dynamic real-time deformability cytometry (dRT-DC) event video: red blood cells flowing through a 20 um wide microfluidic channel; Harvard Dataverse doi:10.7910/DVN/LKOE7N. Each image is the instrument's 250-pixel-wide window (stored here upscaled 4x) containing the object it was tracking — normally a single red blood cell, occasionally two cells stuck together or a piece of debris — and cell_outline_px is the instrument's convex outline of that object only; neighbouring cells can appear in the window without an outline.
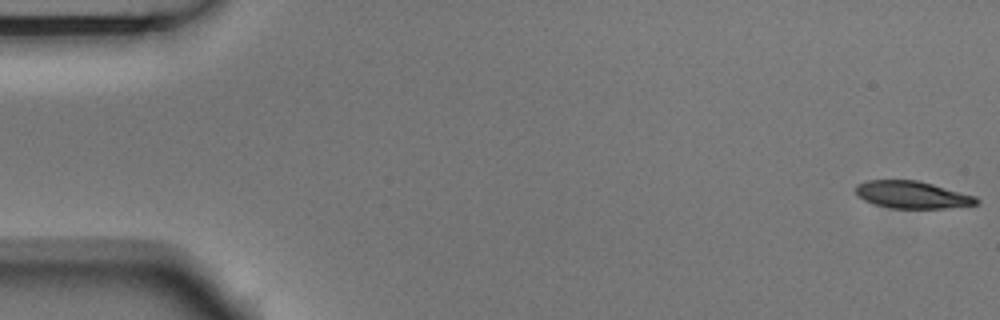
{"species": "Egyptian fruit bat (a non-hibernating species)", "species_latin": "Rousettus aegyptiacus", "temperature_condition": "room temperature", "stored_images_in_passage": 4, "camera_frame_rate_fps": 3000, "um_per_image_px": 0.085, "animal": {"sex": "male"}, "frame": {"image": 1, "passage_image": 1, "time_ms": 0.0, "image_size_px": [1000, 320], "cell_outline_px": [[980, 200], [976, 204], [944, 208], [892, 208], [872, 204], [864, 200], [856, 192], [856, 184], [868, 180], [916, 180], [932, 184], [976, 196]], "centroid_in_image_um": [77.52, 16.55], "position_along_channel_um": 7.5, "area_um2": 19.02}}